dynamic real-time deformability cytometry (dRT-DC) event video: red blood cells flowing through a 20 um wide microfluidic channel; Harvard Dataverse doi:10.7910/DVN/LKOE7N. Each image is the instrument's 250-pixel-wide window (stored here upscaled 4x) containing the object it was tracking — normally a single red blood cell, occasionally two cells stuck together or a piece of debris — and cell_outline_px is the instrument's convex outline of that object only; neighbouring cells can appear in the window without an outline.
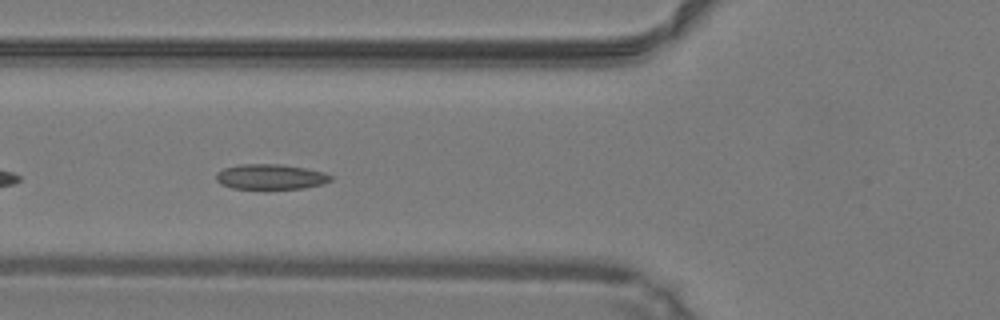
{"species": "common noctule bat (a hibernating species)", "species_latin": "Nyctalus noctula", "temperature_condition": "warm", "stored_images_in_passage": 35, "camera_frame_rate_fps": 3000, "um_per_image_px": 0.085, "animal": {"sex": "male", "body_mass_g": 19.2, "forearm_length_mm": 51.8}, "frame": {"image": 1, "passage_image": 5, "time_ms": 1.333, "image_size_px": [1000, 320], "cell_outline_px": [[332, 180], [324, 184], [304, 188], [232, 188], [220, 184], [216, 180], [216, 172], [224, 168], [236, 164], [280, 164], [304, 168], [324, 172], [332, 176]], "centroid_in_image_um": [22.98, 15.01], "position_along_channel_um": 102.8, "area_um2": 16.82}}
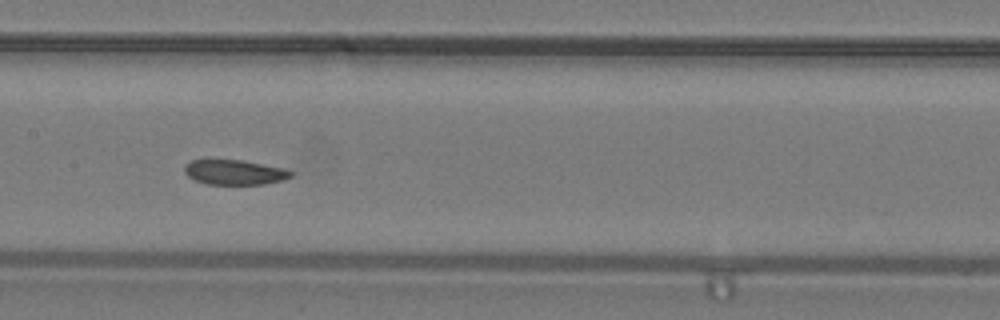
{"frame": {"image": 2, "passage_image": 11, "time_ms": 3.333, "image_size_px": [1000, 320], "cell_outline_px": [[292, 176], [280, 180], [264, 184], [208, 184], [196, 180], [188, 176], [184, 172], [184, 164], [192, 160], [240, 160], [284, 168], [292, 172]], "centroid_in_image_um": [19.9, 14.64], "position_along_channel_um": 187.5, "area_um2": 15.2}}
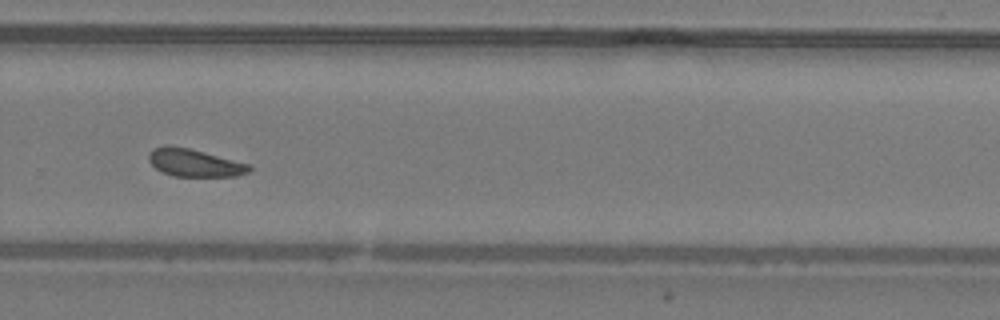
{"frame": {"image": 3, "passage_image": 20, "time_ms": 6.333, "image_size_px": [1000, 320], "cell_outline_px": [[252, 168], [248, 172], [236, 176], [172, 176], [156, 168], [148, 160], [148, 156], [152, 148], [188, 148], [252, 164]], "centroid_in_image_um": [16.61, 13.87], "position_along_channel_um": 313.2, "area_um2": 15.72}, "authors_computed_cell_mechanics": {"area_um2": 16.473, "velocity_mm_per_s": 4.2182, "shape_relaxation_time_tau1_ms": 5.2851, "shape_relaxation_time_tau2_ms": 3.5356, "deformation_change_tau1": 0.101, "deformation_change_tau2": 0.0651}}